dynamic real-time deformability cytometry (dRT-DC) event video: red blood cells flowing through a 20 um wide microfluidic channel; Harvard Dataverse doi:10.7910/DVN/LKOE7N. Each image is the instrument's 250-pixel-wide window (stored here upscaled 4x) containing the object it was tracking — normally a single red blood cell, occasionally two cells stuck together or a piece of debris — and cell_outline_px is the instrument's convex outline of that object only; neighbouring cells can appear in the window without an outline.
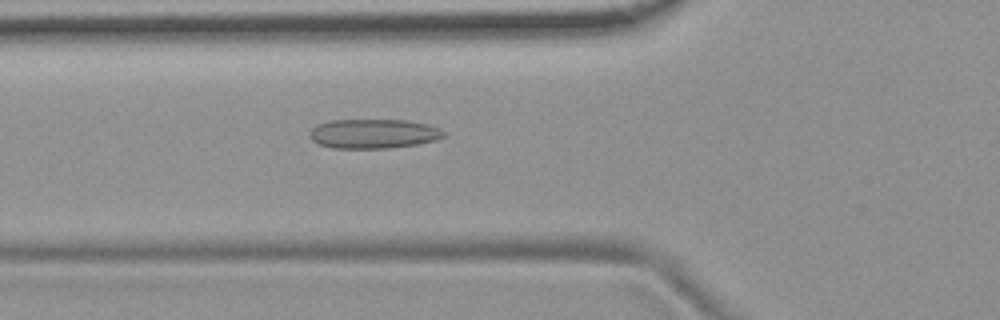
{"species": "common noctule bat (a hibernating species)", "species_latin": "Nyctalus noctula", "temperature_condition": "room temperature", "stored_images_in_passage": 53, "camera_frame_rate_fps": 3000, "um_per_image_px": 0.085, "animal": {"sex": "female", "body_mass_g": 19.9}, "frame": {"image": 1, "passage_image": 19, "time_ms": 6.0, "image_size_px": [1000, 320], "cell_outline_px": [[444, 136], [436, 140], [416, 144], [388, 148], [332, 148], [320, 144], [312, 140], [308, 136], [312, 128], [316, 124], [328, 120], [404, 120], [428, 124], [440, 128], [444, 132]], "centroid_in_image_um": [31.72, 11.36], "position_along_channel_um": 94.1, "area_um2": 23.0}}
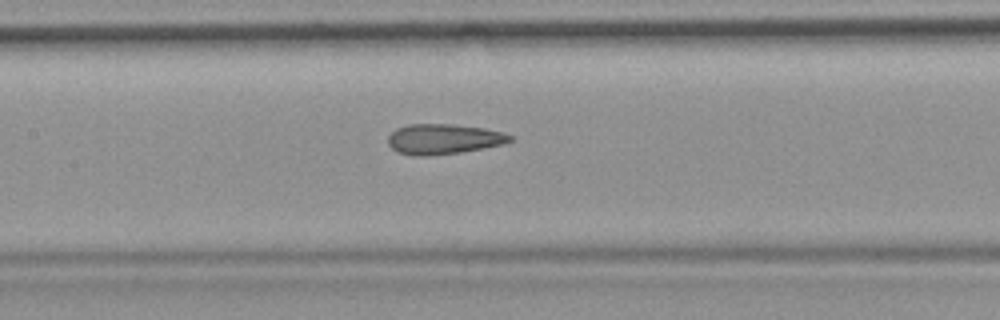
{"frame": {"image": 2, "passage_image": 25, "time_ms": 8.0, "image_size_px": [1000, 320], "cell_outline_px": [[512, 140], [500, 144], [460, 152], [424, 156], [412, 156], [396, 152], [388, 144], [388, 136], [396, 128], [408, 124], [448, 124], [484, 128], [500, 132], [512, 136]], "centroid_in_image_um": [37.61, 11.82], "position_along_channel_um": 169.8, "area_um2": 21.21}}
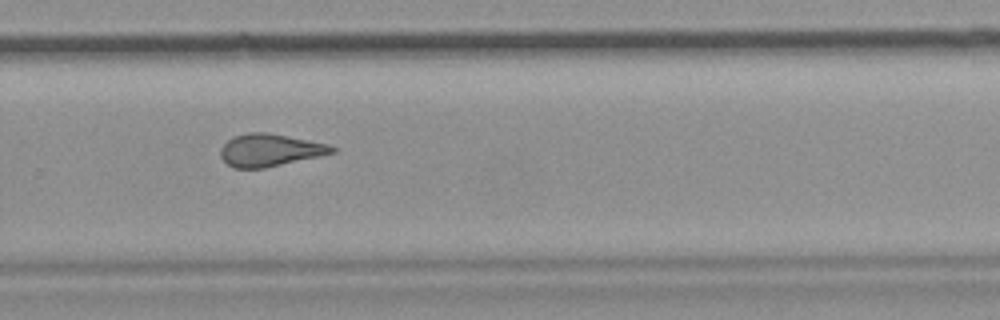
{"frame": {"image": 3, "passage_image": 36, "time_ms": 11.667, "image_size_px": [1000, 320], "cell_outline_px": [[336, 152], [320, 156], [264, 168], [232, 168], [220, 156], [220, 148], [232, 136], [248, 132], [268, 132], [328, 144], [336, 148]], "centroid_in_image_um": [22.92, 12.75], "position_along_channel_um": 306.9, "area_um2": 21.1}, "authors_computed_cell_mechanics": {"area_um2": 21.8484, "velocity_mm_per_s": 3.7698, "shape_relaxation_time_tau1_ms": null, "shape_relaxation_time_tau2_ms": 2.1947, "deformation_change_tau1": null, "deformation_change_tau2": 0.1126}}